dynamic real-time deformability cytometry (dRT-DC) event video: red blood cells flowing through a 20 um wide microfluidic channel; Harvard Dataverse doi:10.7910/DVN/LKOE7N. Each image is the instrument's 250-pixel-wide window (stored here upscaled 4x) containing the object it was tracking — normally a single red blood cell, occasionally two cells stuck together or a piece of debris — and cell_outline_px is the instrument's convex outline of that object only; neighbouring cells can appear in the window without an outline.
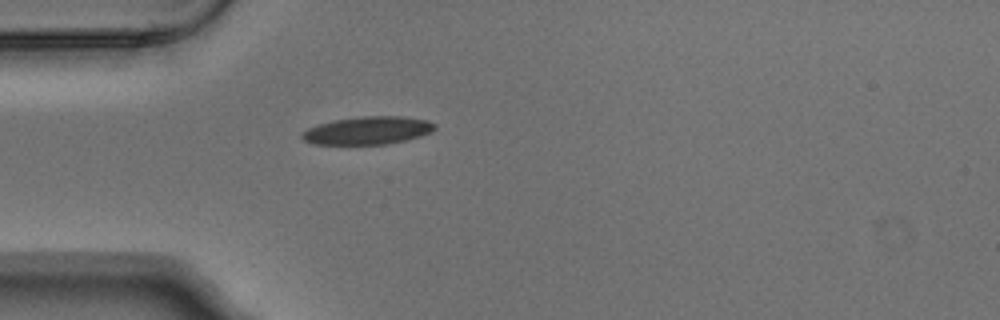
{"species": "Egyptian fruit bat (a non-hibernating species)", "species_latin": "Rousettus aegyptiacus", "temperature_condition": "warm", "stored_images_in_passage": 1, "camera_frame_rate_fps": 3000, "um_per_image_px": 0.085, "animal": {"sex": "male"}, "frame": {"image": 1, "passage_image": 1, "time_ms": 0.0, "image_size_px": [1000, 320], "cell_outline_px": [[436, 128], [432, 132], [420, 136], [388, 144], [312, 144], [304, 140], [300, 136], [308, 128], [320, 124], [336, 120], [364, 116], [400, 116], [428, 120], [436, 124]], "centroid_in_image_um": [31.3, 11.09], "position_along_channel_um": 53.7, "area_um2": 21.39}}